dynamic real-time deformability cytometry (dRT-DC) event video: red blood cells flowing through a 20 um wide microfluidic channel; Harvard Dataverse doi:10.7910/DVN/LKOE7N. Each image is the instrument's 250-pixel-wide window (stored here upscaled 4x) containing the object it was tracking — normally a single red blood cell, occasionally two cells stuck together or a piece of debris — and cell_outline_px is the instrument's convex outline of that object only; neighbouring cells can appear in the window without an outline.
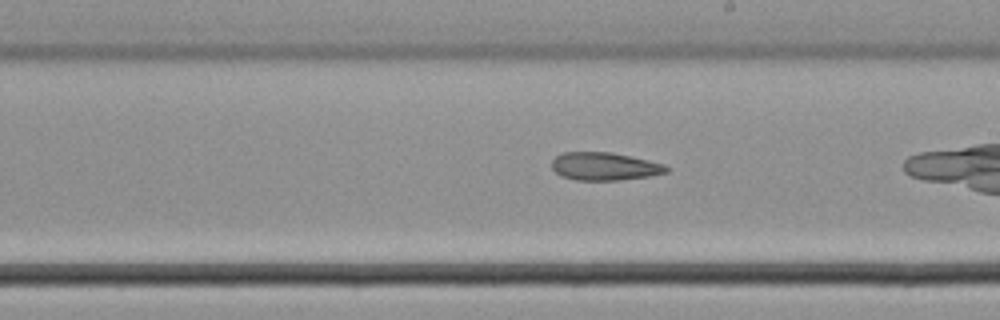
{"species": "common noctule bat (a hibernating species)", "species_latin": "Nyctalus noctula", "temperature_condition": "cold", "stored_images_in_passage": 36, "camera_frame_rate_fps": 3000, "um_per_image_px": 0.085, "animal": {"sex": "male", "body_mass_g": 21.5, "forearm_length_mm": 52.0}, "frame": {"image": 1, "passage_image": 26, "time_ms": 8.333, "image_size_px": [1000, 320], "cell_outline_px": [[668, 172], [648, 176], [620, 180], [576, 180], [560, 176], [552, 168], [552, 160], [556, 156], [564, 152], [612, 152], [648, 160], [664, 164], [668, 168]], "centroid_in_image_um": [51.36, 14.14], "position_along_channel_um": 237.6, "area_um2": 18.61}}